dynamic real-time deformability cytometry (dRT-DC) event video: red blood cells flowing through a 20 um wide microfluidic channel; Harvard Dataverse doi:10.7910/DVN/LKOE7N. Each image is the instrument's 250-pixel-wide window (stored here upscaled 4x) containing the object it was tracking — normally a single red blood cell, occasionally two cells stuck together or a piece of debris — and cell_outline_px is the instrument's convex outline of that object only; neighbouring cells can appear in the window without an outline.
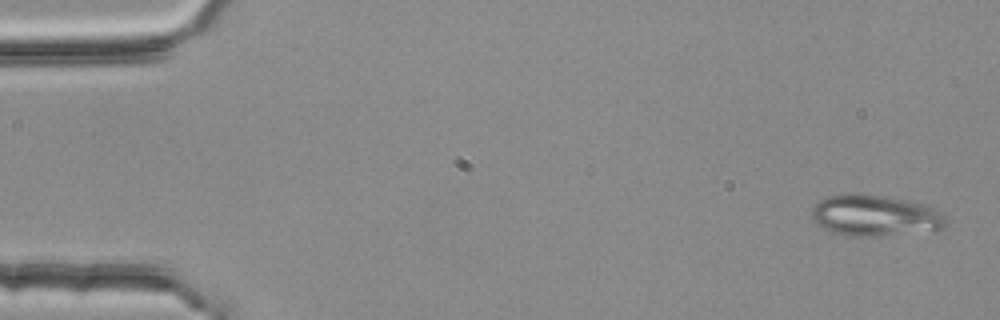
{"species": "common noctule bat (a hibernating species)", "species_latin": "Nyctalus noctula", "temperature_condition": "room temperature", "stored_images_in_passage": 4, "camera_frame_rate_fps": 3000, "um_per_image_px": 0.085, "animal": {"sex": "female", "body_mass_g": 25.1}, "frame": {"image": 1, "passage_image": 1, "time_ms": 0.0, "image_size_px": [1000, 320], "cell_outline_px": [[944, 228], [936, 232], [876, 236], [852, 236], [832, 232], [824, 228], [812, 220], [812, 208], [820, 200], [828, 196], [884, 196], [908, 200], [932, 208], [944, 216]], "centroid_in_image_um": [74.41, 18.38], "position_along_channel_um": 10.6, "area_um2": 31.56}}